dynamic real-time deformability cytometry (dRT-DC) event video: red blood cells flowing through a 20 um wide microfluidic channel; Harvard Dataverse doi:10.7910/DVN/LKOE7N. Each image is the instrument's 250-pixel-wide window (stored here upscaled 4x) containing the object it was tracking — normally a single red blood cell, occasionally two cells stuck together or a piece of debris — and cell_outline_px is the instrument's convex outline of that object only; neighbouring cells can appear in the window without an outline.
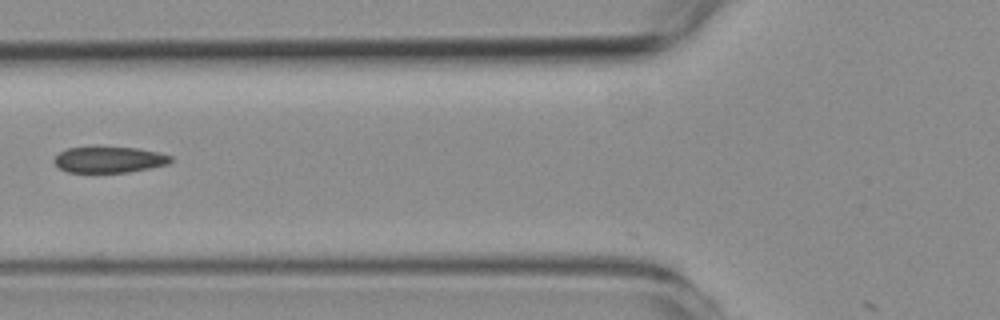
{"species": "common noctule bat (a hibernating species)", "species_latin": "Nyctalus noctula", "temperature_condition": "room temperature", "stored_images_in_passage": 5, "camera_frame_rate_fps": 3000, "um_per_image_px": 0.085, "animal": {"sex": "female", "body_mass_g": 19.3, "forearm_length_mm": 54.1}, "frame": {"image": 1, "passage_image": 2, "time_ms": 0.333, "image_size_px": [1000, 320], "cell_outline_px": [[172, 160], [168, 164], [152, 168], [128, 172], [68, 172], [60, 168], [52, 160], [60, 152], [68, 148], [136, 148], [160, 152], [172, 156]], "centroid_in_image_um": [9.32, 13.58], "position_along_channel_um": 116.5, "area_um2": 17.46}}